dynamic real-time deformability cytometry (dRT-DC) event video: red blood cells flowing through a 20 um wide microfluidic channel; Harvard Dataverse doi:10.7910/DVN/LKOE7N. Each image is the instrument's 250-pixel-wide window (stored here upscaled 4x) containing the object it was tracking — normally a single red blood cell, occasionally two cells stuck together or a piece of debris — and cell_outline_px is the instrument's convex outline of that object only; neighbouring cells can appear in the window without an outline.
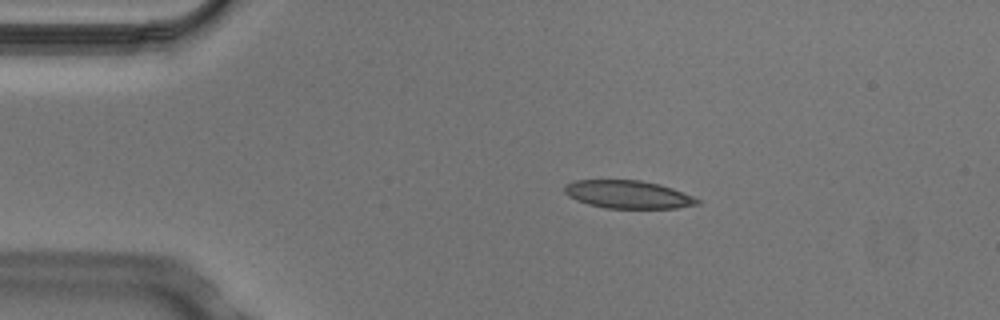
{"species": "Egyptian fruit bat (a non-hibernating species)", "species_latin": "Rousettus aegyptiacus", "temperature_condition": "cold", "stored_images_in_passage": 5, "camera_frame_rate_fps": 3000, "um_per_image_px": 0.085, "animal": {"sex": "male"}, "frame": {"image": 1, "passage_image": 3, "time_ms": 0.667, "image_size_px": [1000, 320], "cell_outline_px": [[700, 204], [676, 208], [604, 208], [588, 204], [576, 200], [568, 196], [564, 192], [564, 188], [568, 184], [576, 180], [640, 180], [660, 184], [672, 188], [692, 196], [700, 200]], "centroid_in_image_um": [53.39, 16.53], "position_along_channel_um": 31.6, "area_um2": 21.56}}
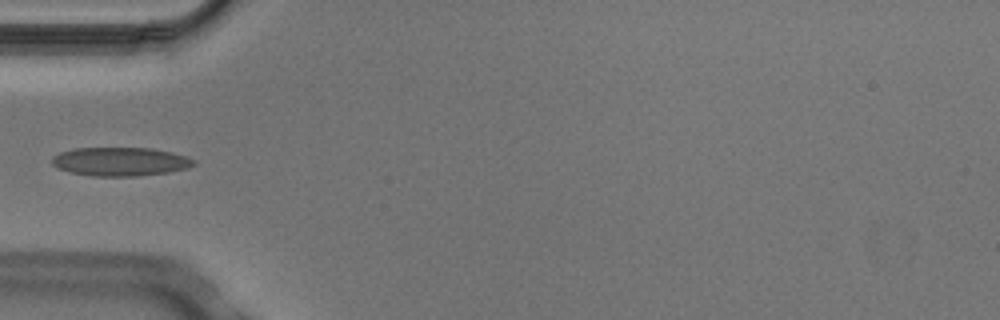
{"frame": {"image": 2, "passage_image": 5, "time_ms": 1.333, "image_size_px": [1000, 320], "cell_outline_px": [[196, 164], [188, 168], [168, 172], [136, 176], [92, 176], [68, 172], [52, 164], [52, 156], [60, 152], [76, 148], [152, 148], [172, 152], [196, 160]], "centroid_in_image_um": [10.23, 13.73], "position_along_channel_um": 74.8, "area_um2": 23.7}}